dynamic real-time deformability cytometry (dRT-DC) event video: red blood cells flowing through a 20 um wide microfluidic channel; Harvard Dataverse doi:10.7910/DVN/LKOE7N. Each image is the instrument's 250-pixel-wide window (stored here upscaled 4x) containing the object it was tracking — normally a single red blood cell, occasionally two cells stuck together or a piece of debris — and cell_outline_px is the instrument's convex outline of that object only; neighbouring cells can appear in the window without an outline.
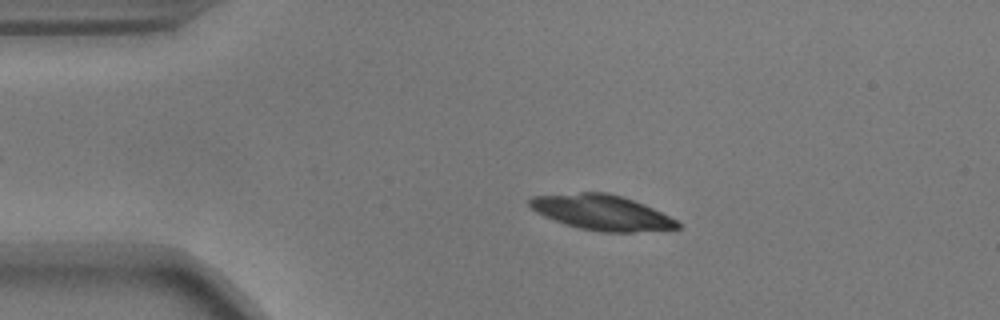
{"species": "common noctule bat (a hibernating species)", "species_latin": "Nyctalus noctula", "temperature_condition": "warm", "stored_images_in_passage": 47, "camera_frame_rate_fps": 3000, "um_per_image_px": 0.085, "animal": {"sex": "male", "body_mass_g": 17.9}, "frame": {"image": 1, "passage_image": 10, "time_ms": 3.0, "image_size_px": [1000, 320], "cell_outline_px": [[680, 228], [632, 232], [604, 232], [580, 228], [564, 224], [544, 216], [536, 212], [528, 204], [528, 200], [532, 196], [580, 192], [608, 192], [644, 204], [676, 220], [680, 224]], "centroid_in_image_um": [51.11, 18.05], "position_along_channel_um": 33.9, "area_um2": 30.11}}
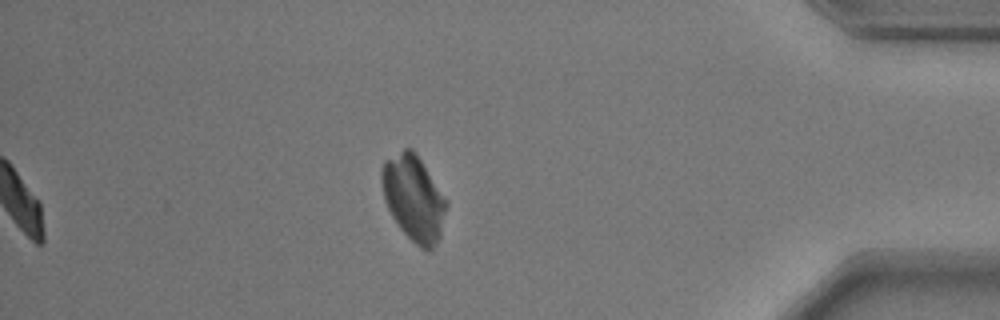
{"frame": {"image": 2, "passage_image": 47, "time_ms": 15.333, "image_size_px": [1000, 320], "cell_outline_px": [[448, 204], [440, 236], [432, 248], [428, 252], [420, 248], [400, 228], [392, 216], [384, 200], [380, 180], [380, 172], [384, 160], [404, 148], [412, 148], [416, 152]], "centroid_in_image_um": [35.13, 16.82], "position_along_channel_um": 400.1, "area_um2": 32.02}}